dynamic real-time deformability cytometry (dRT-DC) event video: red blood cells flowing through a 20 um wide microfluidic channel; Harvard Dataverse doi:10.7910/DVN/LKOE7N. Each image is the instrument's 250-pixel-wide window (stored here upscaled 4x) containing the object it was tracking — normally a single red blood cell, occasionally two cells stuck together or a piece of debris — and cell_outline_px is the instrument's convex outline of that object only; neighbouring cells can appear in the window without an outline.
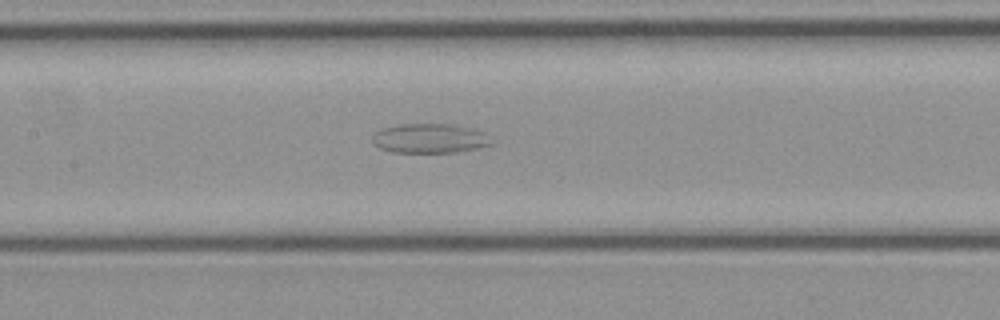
{"species": "common noctule bat (a hibernating species)", "species_latin": "Nyctalus noctula", "temperature_condition": "cold", "stored_images_in_passage": 36, "camera_frame_rate_fps": 3000, "um_per_image_px": 0.085, "animal": {"sex": "female", "body_mass_g": 21.9}, "frame": {"image": 1, "passage_image": 13, "time_ms": 4.0, "image_size_px": [1000, 320], "cell_outline_px": [[496, 140], [492, 144], [476, 148], [456, 152], [392, 152], [380, 148], [372, 144], [372, 132], [380, 128], [400, 124], [448, 124], [472, 128], [484, 132]], "centroid_in_image_um": [36.51, 11.75], "position_along_channel_um": 170.9, "area_um2": 20.75}}
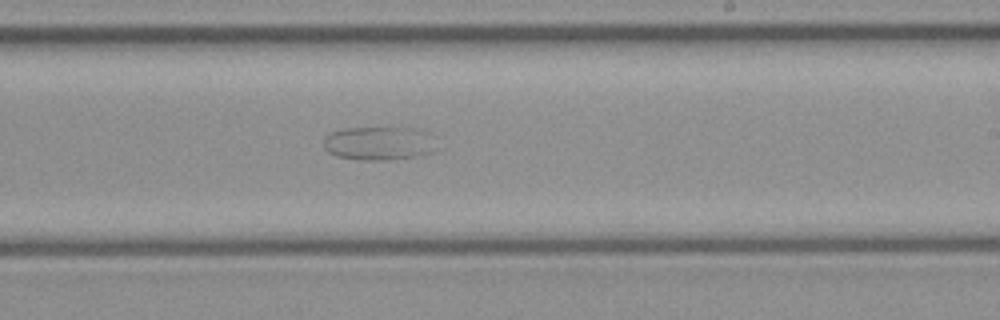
{"frame": {"image": 2, "passage_image": 19, "time_ms": 6.0, "image_size_px": [1000, 320], "cell_outline_px": [[436, 148], [432, 152], [416, 156], [384, 160], [360, 160], [336, 156], [328, 152], [324, 148], [324, 136], [328, 132], [344, 128], [424, 128], [428, 132]], "centroid_in_image_um": [32.18, 12.17], "position_along_channel_um": 256.8, "area_um2": 22.31}}
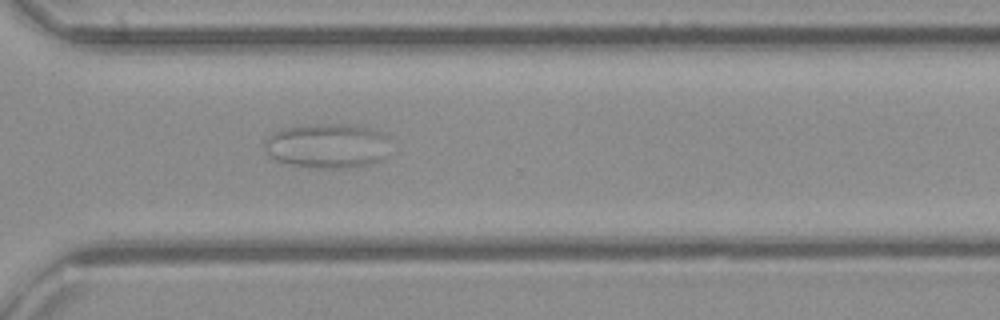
{"frame": {"image": 3, "passage_image": 25, "time_ms": 8.0, "image_size_px": [1000, 320], "cell_outline_px": [[388, 136], [380, 156], [376, 160], [368, 164], [336, 168], [320, 168], [292, 164], [276, 160], [268, 156], [264, 152], [264, 140], [272, 132], [284, 128], [304, 124], [348, 124], [368, 128], [380, 132]], "centroid_in_image_um": [27.66, 12.36], "position_along_channel_um": 342.9, "area_um2": 32.08}}